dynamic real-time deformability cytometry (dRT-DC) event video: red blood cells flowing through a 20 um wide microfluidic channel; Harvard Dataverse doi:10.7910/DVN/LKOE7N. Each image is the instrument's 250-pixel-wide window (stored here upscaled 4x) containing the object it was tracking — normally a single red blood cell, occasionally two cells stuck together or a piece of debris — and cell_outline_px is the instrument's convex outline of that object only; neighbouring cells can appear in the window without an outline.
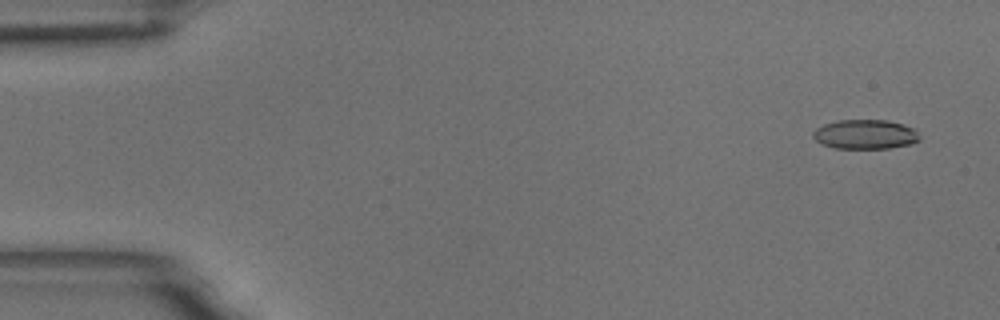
{"species": "common noctule bat (a hibernating species)", "species_latin": "Nyctalus noctula", "temperature_condition": "room temperature", "stored_images_in_passage": 56, "camera_frame_rate_fps": 3000, "um_per_image_px": 0.085, "animal": {"sex": "male", "body_mass_g": 18.8}, "frame": {"image": 1, "passage_image": 2, "time_ms": 0.333, "image_size_px": [1000, 320], "cell_outline_px": [[920, 140], [912, 144], [888, 148], [836, 148], [820, 144], [812, 136], [812, 132], [816, 128], [824, 124], [836, 120], [888, 120], [904, 124], [916, 128], [920, 136]], "centroid_in_image_um": [73.57, 11.41], "position_along_channel_um": 11.4, "area_um2": 18.55}}
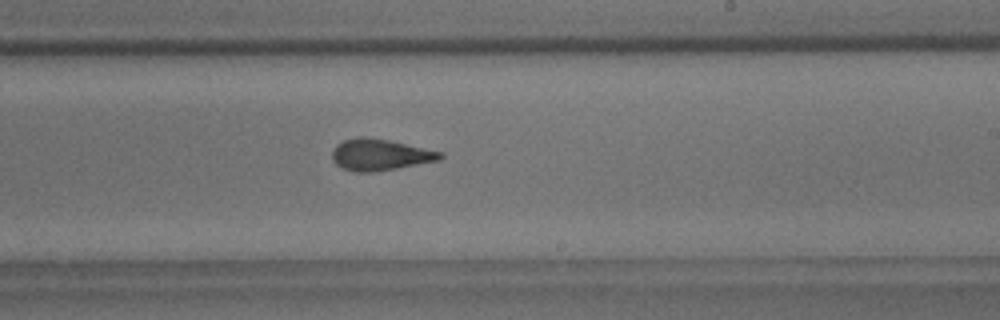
{"frame": {"image": 2, "passage_image": 33, "time_ms": 10.667, "image_size_px": [1000, 320], "cell_outline_px": [[444, 156], [440, 160], [396, 168], [372, 172], [352, 172], [340, 168], [332, 160], [332, 152], [336, 144], [344, 140], [356, 136], [364, 136], [388, 140], [444, 152]], "centroid_in_image_um": [32.27, 13.15], "position_along_channel_um": 256.7, "area_um2": 19.94}}
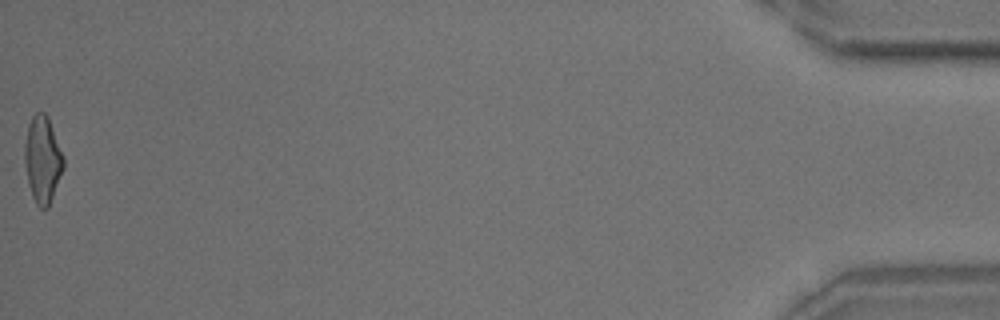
{"frame": {"image": 3, "passage_image": 56, "time_ms": 18.333, "image_size_px": [1000, 320], "cell_outline_px": [[64, 168], [48, 208], [40, 208], [36, 204], [32, 196], [28, 184], [24, 160], [24, 144], [28, 124], [32, 116], [36, 112], [44, 112], [48, 116], [64, 156]], "centroid_in_image_um": [3.62, 13.54], "position_along_channel_um": 431.6, "area_um2": 19.83}, "authors_computed_cell_mechanics": {"area_um2": 19.5075, "velocity_mm_per_s": 3.5673, "shape_relaxation_time_tau1_ms": 7.0438, "shape_relaxation_time_tau2_ms": 2.1566, "deformation_change_tau1": 0.2032, "deformation_change_tau2": 0.1167}}